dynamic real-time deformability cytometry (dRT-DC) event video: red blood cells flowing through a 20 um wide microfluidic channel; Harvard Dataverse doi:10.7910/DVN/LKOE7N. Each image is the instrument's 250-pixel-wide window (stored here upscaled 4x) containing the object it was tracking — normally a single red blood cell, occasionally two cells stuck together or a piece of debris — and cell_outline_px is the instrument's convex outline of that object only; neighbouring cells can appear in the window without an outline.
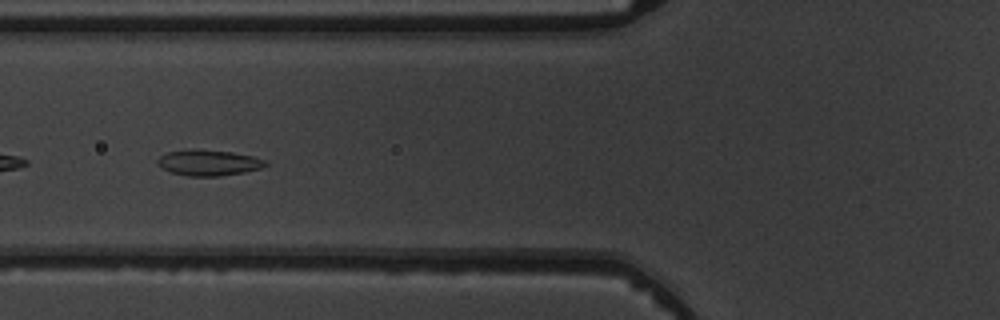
{"species": "common noctule bat (a hibernating species)", "species_latin": "Nyctalus noctula", "temperature_condition": "warm", "stored_images_in_passage": 6, "camera_frame_rate_fps": 3000, "um_per_image_px": 0.085, "animal": {"sex": "male", "body_mass_g": 19.5, "forearm_length_mm": 54.6}, "frame": {"image": 1, "passage_image": 6, "time_ms": 6.0, "image_size_px": [1000, 320], "cell_outline_px": [[268, 164], [260, 168], [244, 172], [220, 176], [188, 176], [172, 172], [164, 168], [156, 160], [160, 156], [168, 152], [192, 148], [196, 148], [232, 152], [252, 156], [268, 160]], "centroid_in_image_um": [17.76, 13.81], "position_along_channel_um": 108.0, "area_um2": 16.24}}